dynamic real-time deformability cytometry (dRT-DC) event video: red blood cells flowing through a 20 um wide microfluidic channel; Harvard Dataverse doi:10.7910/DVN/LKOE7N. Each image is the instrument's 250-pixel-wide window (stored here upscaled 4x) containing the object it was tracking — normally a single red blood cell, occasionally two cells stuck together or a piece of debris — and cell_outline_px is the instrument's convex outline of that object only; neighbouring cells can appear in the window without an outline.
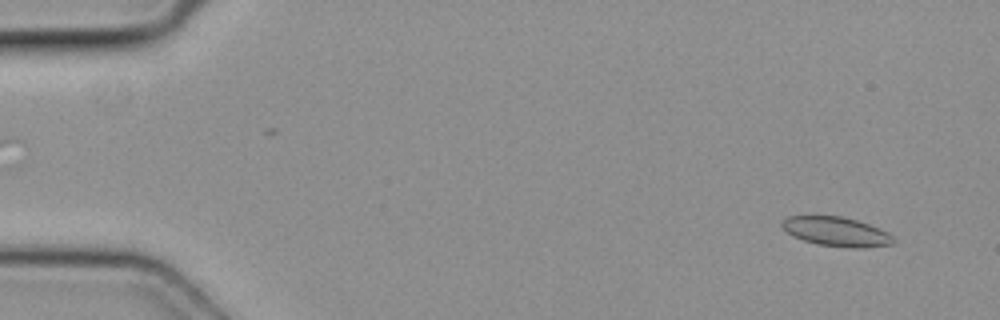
{"species": "common noctule bat (a hibernating species)", "species_latin": "Nyctalus noctula", "temperature_condition": "cold", "stored_images_in_passage": 4, "segment_of_instrument_passage": [2, 2], "camera_frame_rate_fps": 3000, "um_per_image_px": 0.085, "animal": {"sex": "female", "body_mass_g": 19.3, "forearm_length_mm": 54.1}, "frame": {"image": 1, "passage_image": 4, "time_ms": 1.0, "image_size_px": [1000, 320], "cell_outline_px": [[896, 240], [892, 244], [864, 248], [852, 248], [816, 244], [792, 236], [780, 224], [780, 220], [788, 216], [840, 216], [856, 220], [868, 224], [888, 232]], "centroid_in_image_um": [71.08, 19.69], "position_along_channel_um": 13.9, "area_um2": 19.02}}